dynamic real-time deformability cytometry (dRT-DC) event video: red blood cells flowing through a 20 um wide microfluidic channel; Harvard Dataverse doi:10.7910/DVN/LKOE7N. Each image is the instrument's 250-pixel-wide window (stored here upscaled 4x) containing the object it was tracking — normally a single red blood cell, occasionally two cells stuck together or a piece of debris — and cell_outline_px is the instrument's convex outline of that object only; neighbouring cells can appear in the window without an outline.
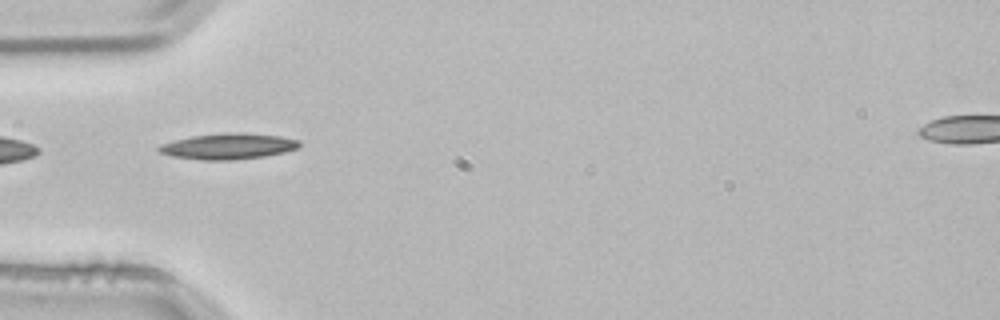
{"species": "common noctule bat (a hibernating species)", "species_latin": "Nyctalus noctula", "temperature_condition": "room temperature", "stored_images_in_passage": 3, "camera_frame_rate_fps": 3000, "um_per_image_px": 0.085, "animal": {"sex": "male", "body_mass_g": 21.5, "forearm_length_mm": 52.0}, "frame": {"image": 1, "passage_image": 3, "time_ms": 0.667, "image_size_px": [1000, 320], "cell_outline_px": [[300, 148], [284, 152], [264, 156], [232, 160], [204, 160], [172, 156], [160, 152], [156, 148], [160, 144], [192, 136], [224, 132], [244, 132], [280, 136], [300, 140]], "centroid_in_image_um": [19.43, 12.42], "position_along_channel_um": 65.6, "area_um2": 21.27}}